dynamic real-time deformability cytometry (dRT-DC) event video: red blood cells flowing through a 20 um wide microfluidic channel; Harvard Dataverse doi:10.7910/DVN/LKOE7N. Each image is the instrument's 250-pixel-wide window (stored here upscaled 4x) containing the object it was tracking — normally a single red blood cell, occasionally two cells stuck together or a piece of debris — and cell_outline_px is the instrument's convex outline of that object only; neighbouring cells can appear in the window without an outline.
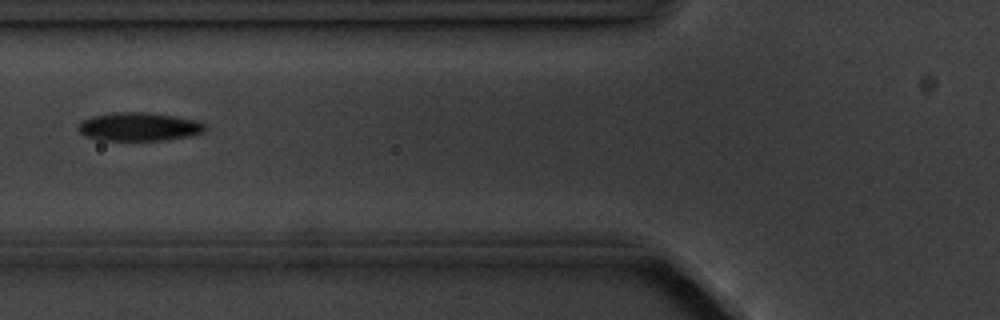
{"species": "common noctule bat (a hibernating species)", "species_latin": "Nyctalus noctula", "temperature_condition": "cold", "stored_images_in_passage": 7, "camera_frame_rate_fps": 3000, "um_per_image_px": 0.085, "animal": {"sex": "male", "body_mass_g": 20.1, "forearm_length_mm": 53.5}, "frame": {"image": 1, "passage_image": 7, "time_ms": 7.667, "image_size_px": [1000, 320], "cell_outline_px": [[204, 132], [188, 136], [164, 140], [100, 140], [84, 136], [76, 128], [84, 120], [92, 116], [116, 112], [148, 112], [196, 120], [204, 124]], "centroid_in_image_um": [11.78, 10.77], "position_along_channel_um": 114.0, "area_um2": 20.81}}